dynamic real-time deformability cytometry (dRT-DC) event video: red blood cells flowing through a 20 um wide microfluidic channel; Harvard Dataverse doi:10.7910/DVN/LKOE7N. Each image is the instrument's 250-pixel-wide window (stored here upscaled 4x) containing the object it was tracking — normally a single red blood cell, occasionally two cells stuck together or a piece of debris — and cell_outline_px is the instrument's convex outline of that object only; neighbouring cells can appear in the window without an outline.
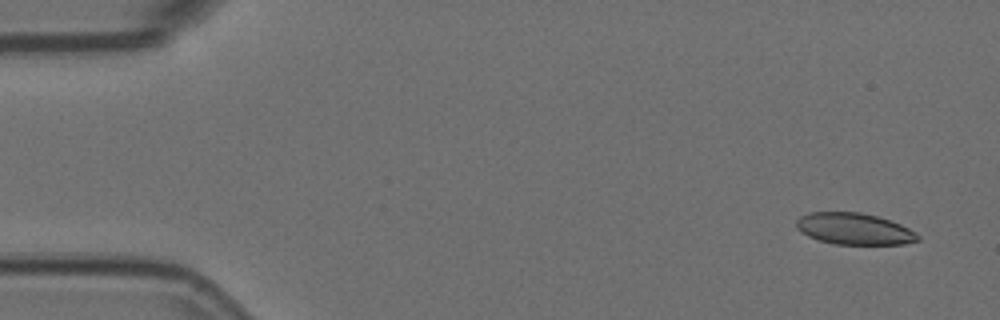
{"species": "Egyptian fruit bat (a non-hibernating species)", "species_latin": "Rousettus aegyptiacus", "temperature_condition": "room temperature", "stored_images_in_passage": 9, "camera_frame_rate_fps": 3000, "um_per_image_px": 0.085, "animal": {"sex": "female"}, "frame": {"image": 1, "passage_image": 1, "time_ms": 0.0, "image_size_px": [1000, 320], "cell_outline_px": [[920, 240], [904, 244], [836, 244], [820, 240], [808, 236], [800, 232], [796, 228], [796, 220], [800, 216], [808, 212], [860, 212], [876, 216], [900, 224], [916, 232], [920, 236]], "centroid_in_image_um": [72.59, 19.45], "position_along_channel_um": 12.4, "area_um2": 22.31}}
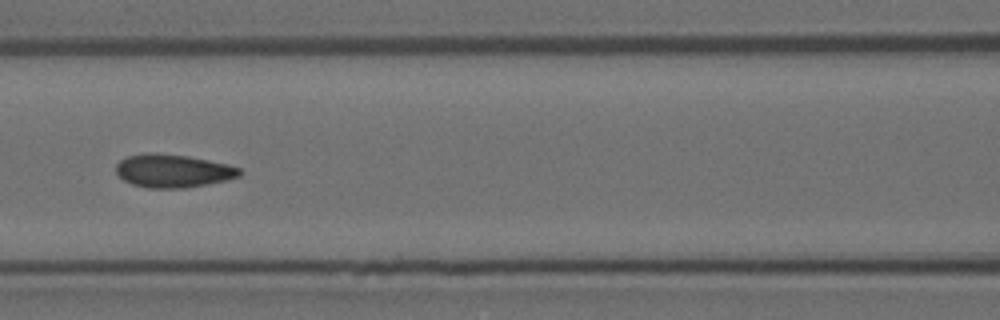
{"frame": {"image": 2, "passage_image": 7, "time_ms": 2.0, "image_size_px": [1000, 320], "cell_outline_px": [[244, 172], [240, 176], [224, 180], [184, 188], [148, 188], [132, 184], [124, 180], [116, 172], [116, 164], [120, 160], [128, 156], [148, 152], [152, 152], [188, 156], [228, 164], [240, 168]], "centroid_in_image_um": [14.7, 14.51], "position_along_channel_um": 151.9, "area_um2": 23.81}}
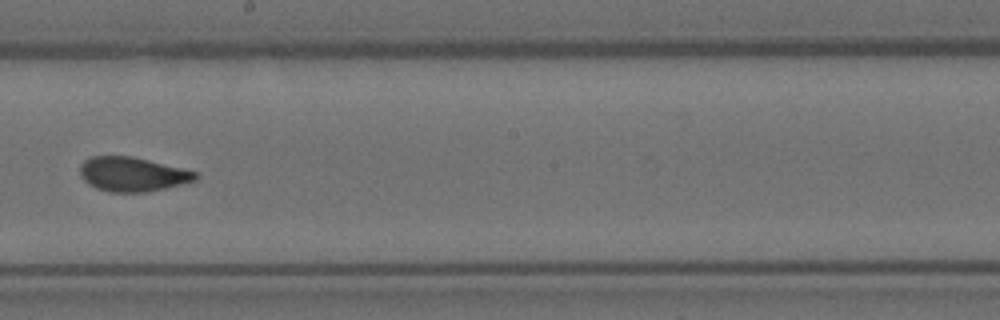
{"frame": {"image": 3, "passage_image": 9, "time_ms": 2.667, "image_size_px": [1000, 320], "cell_outline_px": [[200, 176], [196, 180], [164, 188], [144, 192], [108, 192], [96, 188], [88, 184], [80, 176], [80, 164], [88, 156], [132, 156], [196, 172]], "centroid_in_image_um": [11.2, 14.81], "position_along_channel_um": 237.0, "area_um2": 23.0}}